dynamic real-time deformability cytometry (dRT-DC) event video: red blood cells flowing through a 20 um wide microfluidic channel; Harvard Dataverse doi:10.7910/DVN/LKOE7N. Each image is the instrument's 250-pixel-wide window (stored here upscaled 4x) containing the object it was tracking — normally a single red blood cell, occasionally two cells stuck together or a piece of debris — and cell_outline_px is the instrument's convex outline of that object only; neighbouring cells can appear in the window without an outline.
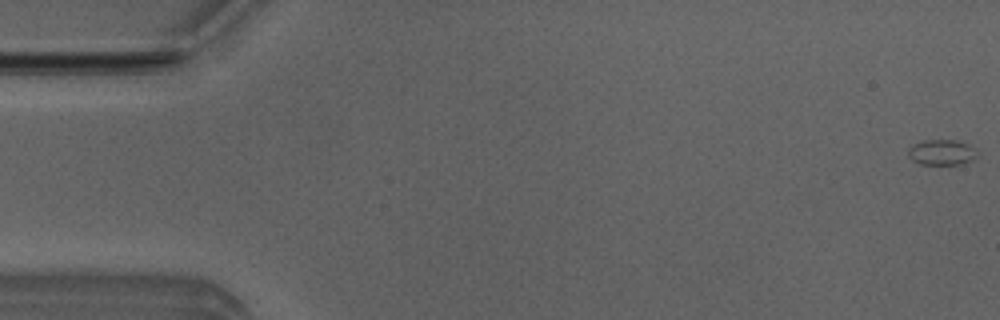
{"species": "Egyptian fruit bat (a non-hibernating species)", "species_latin": "Rousettus aegyptiacus", "temperature_condition": "room temperature", "stored_images_in_passage": 43, "camera_frame_rate_fps": 3000, "um_per_image_px": 0.085, "animal": {"sex": "male"}, "frame": {"image": 1, "passage_image": 1, "time_ms": 0.0, "image_size_px": [1000, 320], "cell_outline_px": [[980, 152], [972, 160], [960, 164], [920, 164], [912, 160], [908, 156], [908, 148], [912, 144], [924, 140], [956, 140]], "centroid_in_image_um": [80.0, 12.95], "position_along_channel_um": 5.0, "area_um2": 10.17}}